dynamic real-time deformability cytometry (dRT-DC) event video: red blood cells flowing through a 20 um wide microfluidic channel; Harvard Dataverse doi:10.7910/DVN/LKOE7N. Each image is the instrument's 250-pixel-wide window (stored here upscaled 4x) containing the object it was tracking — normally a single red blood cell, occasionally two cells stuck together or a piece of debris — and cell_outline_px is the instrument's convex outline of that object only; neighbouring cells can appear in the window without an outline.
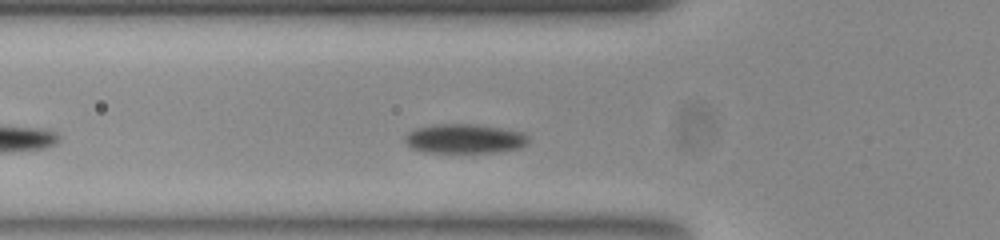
{"species": "common noctule bat (a hibernating species)", "species_latin": "Nyctalus noctula", "temperature_condition": "room temperature", "stored_images_in_passage": 30, "camera_frame_rate_fps": 3000, "um_per_image_px": 0.085, "animal": {"sex": "female", "body_mass_g": 23.0, "forearm_length_mm": 53.4}, "frame": {"image": 1, "passage_image": 7, "time_ms": 2.0, "image_size_px": [1000, 240], "cell_outline_px": [[528, 144], [520, 148], [496, 152], [428, 152], [412, 148], [404, 140], [404, 136], [408, 132], [416, 128], [432, 124], [476, 124], [524, 132], [528, 136]], "centroid_in_image_um": [39.5, 11.78], "position_along_channel_um": 86.3, "area_um2": 21.15}}
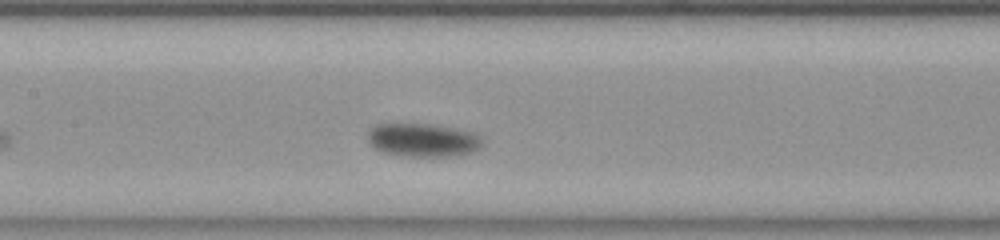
{"frame": {"image": 2, "passage_image": 14, "time_ms": 4.333, "image_size_px": [1000, 240], "cell_outline_px": [[480, 148], [472, 152], [456, 156], [404, 156], [380, 152], [372, 148], [368, 140], [368, 132], [372, 128], [380, 124], [432, 124], [472, 132], [480, 136]], "centroid_in_image_um": [35.91, 11.92], "position_along_channel_um": 171.5, "area_um2": 22.25}}
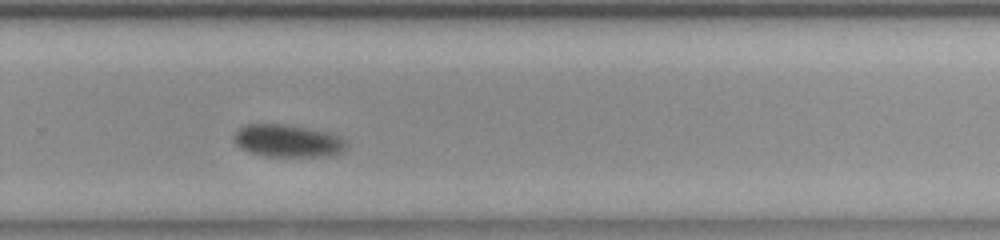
{"frame": {"image": 3, "passage_image": 25, "time_ms": 8.0, "image_size_px": [1000, 240], "cell_outline_px": [[348, 144], [340, 152], [332, 156], [264, 156], [248, 152], [240, 148], [236, 144], [232, 136], [244, 124], [284, 124], [308, 128], [328, 132], [340, 136]], "centroid_in_image_um": [24.43, 11.97], "position_along_channel_um": 305.4, "area_um2": 21.39}, "authors_computed_cell_mechanics": {"area_um2": 21.675, "velocity_mm_per_s": 3.6511, "shape_relaxation_time_tau1_ms": 4.9564, "shape_relaxation_time_tau2_ms": null, "deformation_change_tau1": 0.1244, "deformation_change_tau2": null}}